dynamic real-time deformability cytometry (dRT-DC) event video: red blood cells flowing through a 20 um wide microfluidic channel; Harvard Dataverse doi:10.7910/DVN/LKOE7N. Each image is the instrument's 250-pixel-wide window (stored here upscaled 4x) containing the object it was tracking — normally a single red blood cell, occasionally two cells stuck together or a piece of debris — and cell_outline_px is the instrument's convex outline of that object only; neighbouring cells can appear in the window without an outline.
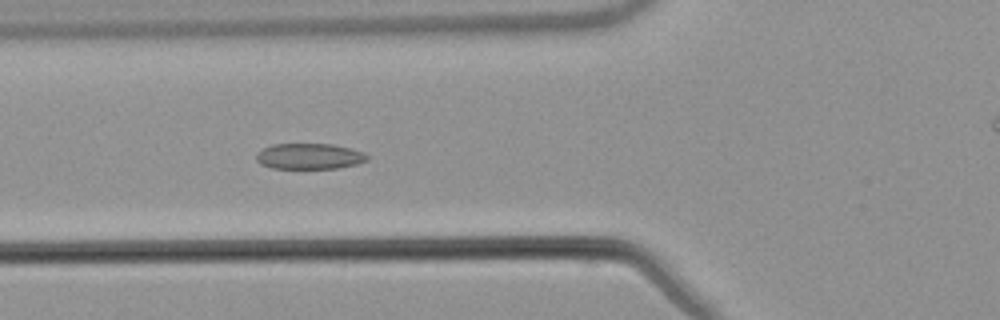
{"species": "common noctule bat (a hibernating species)", "species_latin": "Nyctalus noctula", "temperature_condition": "warm", "stored_images_in_passage": 57, "camera_frame_rate_fps": 3000, "um_per_image_px": 0.085, "animal": {"sex": "male", "body_mass_g": 21.5, "forearm_length_mm": 52.0}, "frame": {"image": 1, "passage_image": 22, "time_ms": 7.0, "image_size_px": [1000, 320], "cell_outline_px": [[368, 160], [356, 164], [340, 168], [272, 168], [260, 164], [256, 160], [256, 156], [264, 148], [272, 144], [332, 144], [352, 148], [364, 152], [368, 156]], "centroid_in_image_um": [26.33, 13.28], "position_along_channel_um": 99.5, "area_um2": 16.65}}
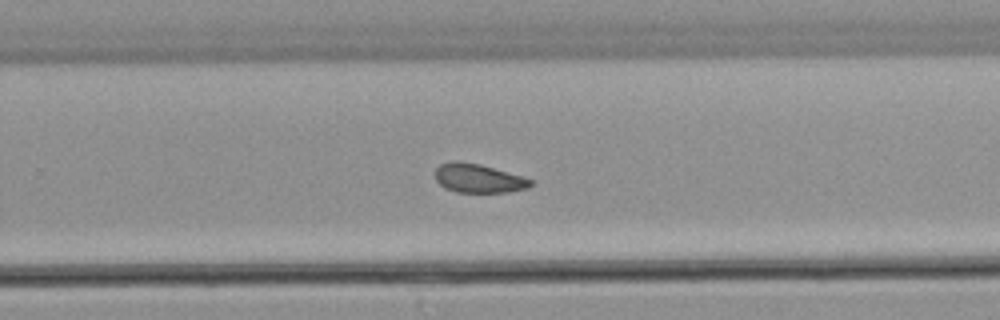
{"frame": {"image": 2, "passage_image": 37, "time_ms": 12.0, "image_size_px": [1000, 320], "cell_outline_px": [[532, 184], [528, 188], [508, 192], [456, 192], [444, 188], [436, 180], [436, 168], [440, 164], [456, 160], [460, 160], [480, 164], [520, 176], [532, 180]], "centroid_in_image_um": [40.63, 15.15], "position_along_channel_um": 289.2, "area_um2": 15.95}}
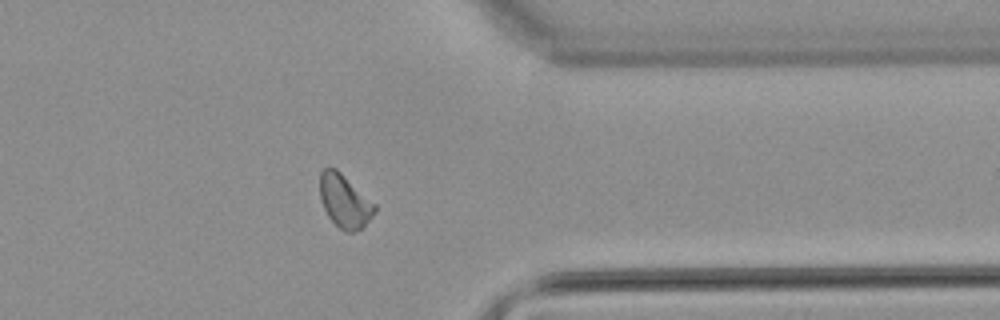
{"frame": {"image": 3, "passage_image": 45, "time_ms": 14.667, "image_size_px": [1000, 320], "cell_outline_px": [[376, 212], [360, 228], [352, 232], [344, 232], [328, 216], [320, 200], [320, 172], [328, 164], [336, 168], [376, 204]], "centroid_in_image_um": [29.27, 17.05], "position_along_channel_um": 382.1, "area_um2": 16.99}}